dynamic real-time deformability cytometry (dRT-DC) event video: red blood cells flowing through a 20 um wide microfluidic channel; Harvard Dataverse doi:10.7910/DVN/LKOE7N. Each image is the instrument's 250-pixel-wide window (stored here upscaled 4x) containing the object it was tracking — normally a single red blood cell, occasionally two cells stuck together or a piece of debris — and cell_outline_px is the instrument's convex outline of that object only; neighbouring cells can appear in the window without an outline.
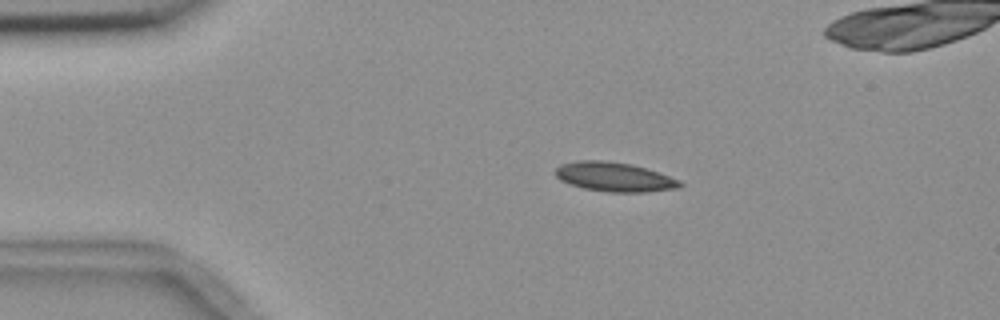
{"species": "common noctule bat (a hibernating species)", "species_latin": "Nyctalus noctula", "temperature_condition": "room temperature", "stored_images_in_passage": 4, "camera_frame_rate_fps": 3000, "um_per_image_px": 0.085, "animal": {"sex": "female", "body_mass_g": 18.4}, "frame": {"image": 1, "passage_image": 2, "time_ms": 1.333, "image_size_px": [1000, 320], "cell_outline_px": [[684, 184], [680, 188], [648, 192], [608, 192], [584, 188], [560, 180], [556, 176], [556, 168], [560, 164], [580, 160], [604, 160], [632, 164], [680, 180]], "centroid_in_image_um": [52.23, 15.04], "position_along_channel_um": 32.8, "area_um2": 21.15}}